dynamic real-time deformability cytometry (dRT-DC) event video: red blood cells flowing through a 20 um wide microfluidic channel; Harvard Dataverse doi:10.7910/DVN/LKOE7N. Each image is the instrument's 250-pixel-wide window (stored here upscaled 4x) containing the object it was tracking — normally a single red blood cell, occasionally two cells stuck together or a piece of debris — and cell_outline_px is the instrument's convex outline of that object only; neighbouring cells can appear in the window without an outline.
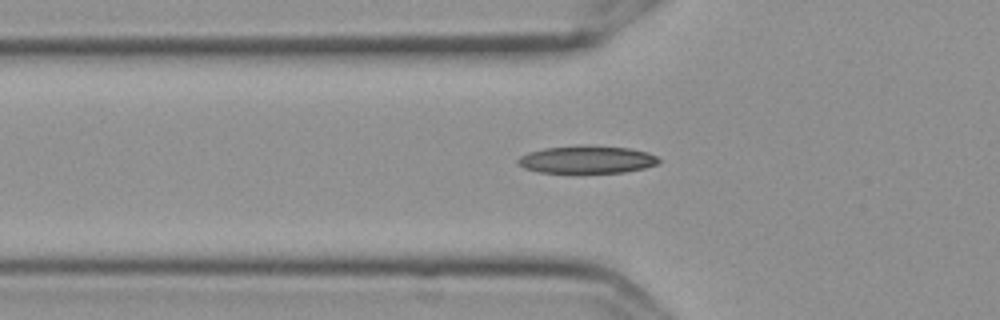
{"species": "Egyptian fruit bat (a non-hibernating species)", "species_latin": "Rousettus aegyptiacus", "temperature_condition": "cold", "stored_images_in_passage": 45, "camera_frame_rate_fps": 3000, "um_per_image_px": 0.085, "frame": {"image": 1, "passage_image": 14, "time_ms": 4.333, "image_size_px": [1000, 320], "cell_outline_px": [[660, 160], [656, 164], [644, 168], [624, 172], [540, 172], [524, 168], [516, 164], [516, 160], [520, 156], [528, 152], [544, 148], [580, 144], [588, 144], [628, 148], [648, 152], [656, 156]], "centroid_in_image_um": [49.85, 13.54], "position_along_channel_um": 76.0, "area_um2": 22.83}}
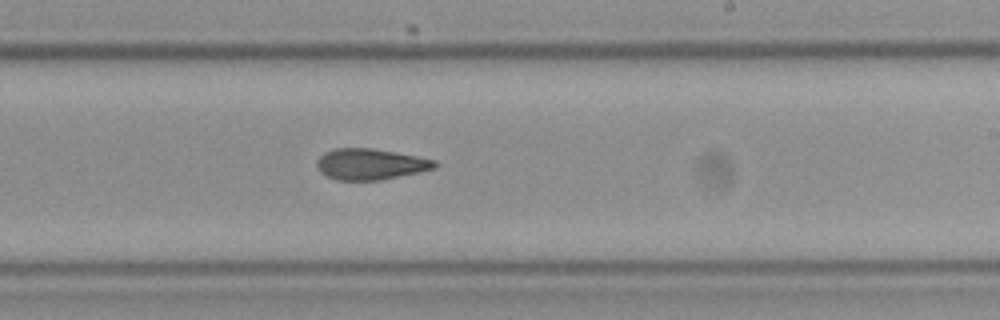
{"frame": {"image": 2, "passage_image": 29, "time_ms": 9.333, "image_size_px": [1000, 320], "cell_outline_px": [[436, 168], [380, 180], [336, 180], [320, 172], [316, 164], [316, 160], [324, 152], [332, 148], [372, 148], [396, 152], [436, 160]], "centroid_in_image_um": [31.44, 13.94], "position_along_channel_um": 257.6, "area_um2": 21.27}}
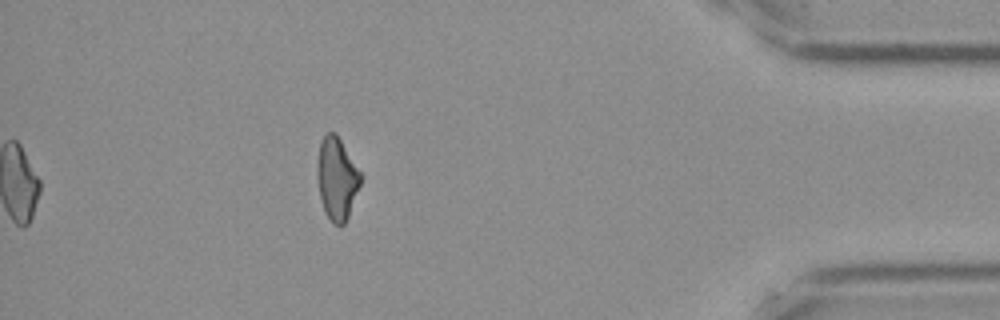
{"frame": {"image": 3, "passage_image": 45, "time_ms": 14.667, "image_size_px": [1000, 320], "cell_outline_px": [[360, 184], [348, 216], [344, 224], [332, 224], [324, 212], [320, 196], [316, 176], [316, 164], [320, 140], [328, 132], [336, 132], [360, 172]], "centroid_in_image_um": [28.59, 15.16], "position_along_channel_um": 406.6, "area_um2": 20.75}, "authors_computed_cell_mechanics": {"area_um2": 21.386, "velocity_mm_per_s": 3.6105, "shape_relaxation_time_tau1_ms": null, "shape_relaxation_time_tau2_ms": 5.2482, "deformation_change_tau1": null, "deformation_change_tau2": 0.1221}}